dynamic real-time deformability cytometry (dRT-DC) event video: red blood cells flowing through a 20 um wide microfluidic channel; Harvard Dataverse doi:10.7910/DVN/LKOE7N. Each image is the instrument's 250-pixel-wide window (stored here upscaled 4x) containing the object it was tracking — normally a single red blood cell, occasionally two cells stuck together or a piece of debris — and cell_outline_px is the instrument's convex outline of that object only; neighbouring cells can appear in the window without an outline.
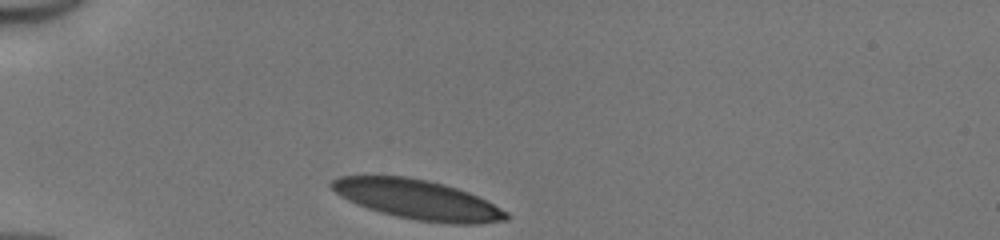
{"species": "human", "species_latin": "Homo sapiens", "temperature_condition": "cold", "stored_images_in_passage": 29, "camera_frame_rate_fps": 3000, "um_per_image_px": 0.085, "donor": {"sex": "male"}, "frame": {"image": 1, "passage_image": 1, "time_ms": 0.0, "image_size_px": [1000, 240], "cell_outline_px": [[508, 220], [476, 224], [452, 224], [416, 220], [396, 216], [380, 212], [356, 204], [340, 196], [328, 184], [332, 180], [340, 176], [404, 176], [444, 184], [468, 192], [508, 212]], "centroid_in_image_um": [35.47, 16.97], "position_along_channel_um": 49.5, "area_um2": 39.88}}
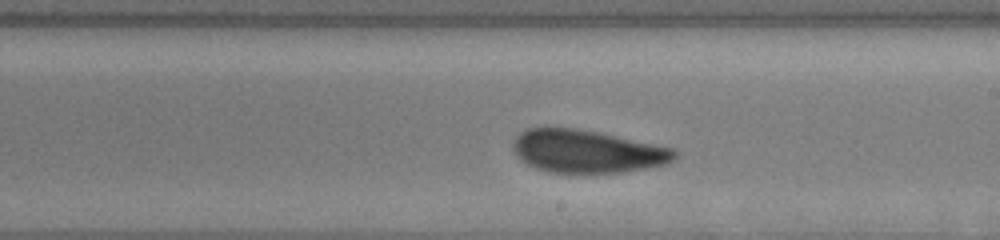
{"frame": {"image": 2, "passage_image": 17, "time_ms": 5.333, "image_size_px": [1000, 240], "cell_outline_px": [[680, 152], [668, 164], [648, 168], [624, 172], [548, 172], [536, 168], [520, 160], [516, 156], [512, 148], [512, 140], [520, 132], [528, 128], [572, 128], [596, 132], [672, 148]], "centroid_in_image_um": [49.87, 12.87], "position_along_channel_um": 239.1, "area_um2": 40.11}}
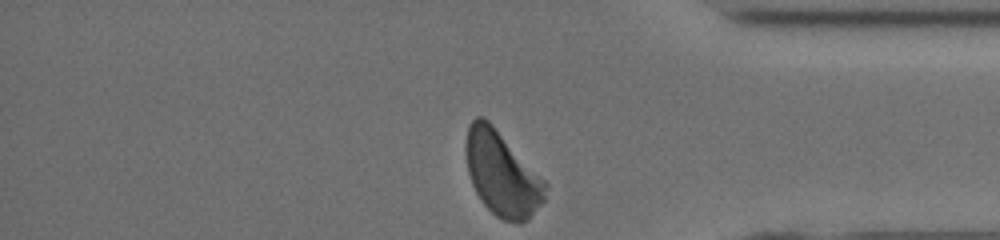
{"frame": {"image": 3, "passage_image": 29, "time_ms": 9.333, "image_size_px": [1000, 240], "cell_outline_px": [[548, 184], [544, 200], [528, 220], [520, 224], [516, 224], [504, 220], [496, 216], [480, 200], [472, 184], [468, 172], [464, 148], [464, 144], [468, 124], [476, 116], [484, 116], [492, 124]], "centroid_in_image_um": [42.64, 14.77], "position_along_channel_um": 392.6, "area_um2": 39.13}, "authors_computed_cell_mechanics": {"area_um2": 41.5004, "velocity_mm_per_s": 4.1151, "shape_relaxation_time_tau1_ms": 3.5204, "shape_relaxation_time_tau2_ms": 1.0235, "deformation_change_tau1": 0.1078, "deformation_change_tau2": 0.0664}}